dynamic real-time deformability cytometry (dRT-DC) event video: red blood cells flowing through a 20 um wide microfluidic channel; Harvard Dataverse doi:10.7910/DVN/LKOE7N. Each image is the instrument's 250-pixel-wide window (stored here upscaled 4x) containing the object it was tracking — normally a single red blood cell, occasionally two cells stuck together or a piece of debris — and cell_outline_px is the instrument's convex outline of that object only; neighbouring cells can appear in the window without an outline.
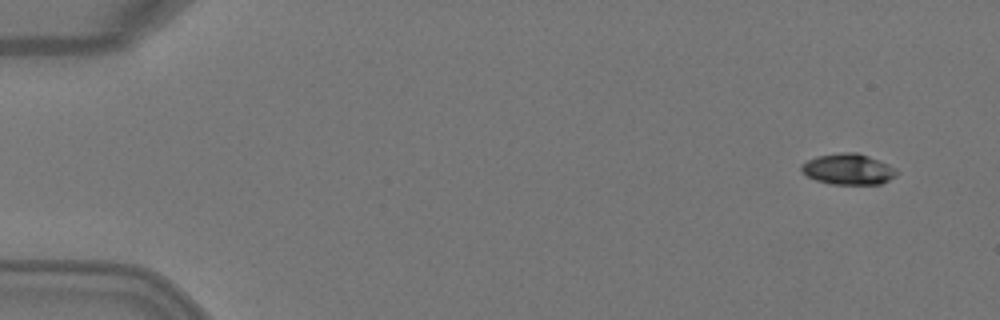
{"species": "Egyptian fruit bat (a non-hibernating species)", "species_latin": "Rousettus aegyptiacus", "temperature_condition": "warm", "stored_images_in_passage": 3, "camera_frame_rate_fps": 3000, "um_per_image_px": 0.085, "animal": {"sex": "female"}, "frame": {"image": 1, "passage_image": 1, "time_ms": 0.0, "image_size_px": [1000, 320], "cell_outline_px": [[900, 172], [896, 176], [880, 184], [832, 184], [816, 180], [808, 176], [800, 168], [800, 164], [816, 156], [840, 152], [856, 152], [868, 156], [888, 164], [896, 168]], "centroid_in_image_um": [72.11, 14.37], "position_along_channel_um": 12.9, "area_um2": 17.17}}